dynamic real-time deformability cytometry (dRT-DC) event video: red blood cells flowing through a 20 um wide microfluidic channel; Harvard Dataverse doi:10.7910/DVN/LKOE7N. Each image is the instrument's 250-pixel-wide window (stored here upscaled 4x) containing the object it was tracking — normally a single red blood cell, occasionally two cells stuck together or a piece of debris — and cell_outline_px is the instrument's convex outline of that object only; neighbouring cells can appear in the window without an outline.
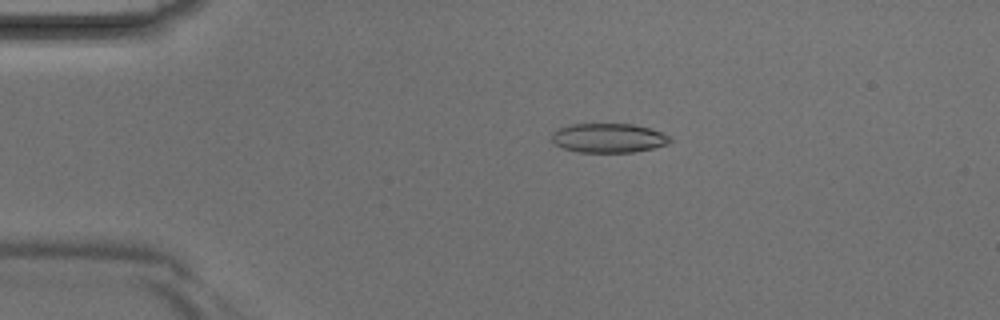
{"species": "Egyptian fruit bat (a non-hibernating species)", "species_latin": "Rousettus aegyptiacus", "temperature_condition": "room temperature", "stored_images_in_passage": 2, "camera_frame_rate_fps": 3000, "um_per_image_px": 0.085, "animal": {"sex": "male"}, "frame": {"image": 1, "passage_image": 1, "time_ms": 0.0, "image_size_px": [1000, 320], "cell_outline_px": [[672, 140], [668, 144], [652, 148], [632, 152], [580, 152], [564, 148], [556, 144], [552, 140], [552, 136], [556, 128], [572, 124], [632, 124], [652, 128], [668, 136]], "centroid_in_image_um": [51.73, 11.72], "position_along_channel_um": 33.3, "area_um2": 20.06}}